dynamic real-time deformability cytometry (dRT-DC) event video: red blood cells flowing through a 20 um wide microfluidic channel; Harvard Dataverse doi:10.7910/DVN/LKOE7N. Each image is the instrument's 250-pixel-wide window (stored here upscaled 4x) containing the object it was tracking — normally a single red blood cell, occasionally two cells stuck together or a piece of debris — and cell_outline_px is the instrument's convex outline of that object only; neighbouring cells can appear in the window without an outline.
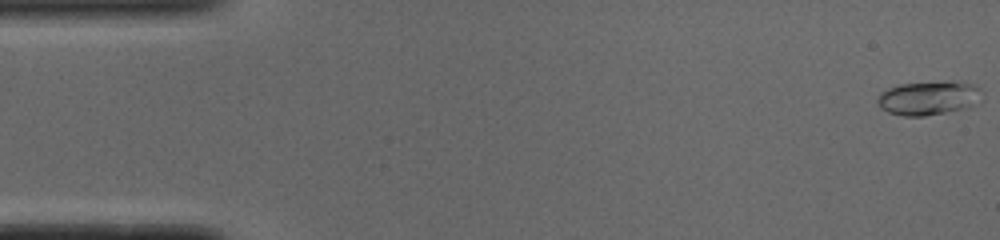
{"species": "common noctule bat (a hibernating species)", "species_latin": "Nyctalus noctula", "temperature_condition": "cold", "stored_images_in_passage": 47, "camera_frame_rate_fps": 3000, "um_per_image_px": 0.085, "animal": {"sex": "male", "body_mass_g": 19.0, "forearm_length_mm": 50.8}, "frame": {"image": 1, "passage_image": 1, "time_ms": 0.0, "image_size_px": [1000, 240], "cell_outline_px": [[976, 100], [968, 108], [924, 116], [904, 116], [888, 112], [880, 108], [876, 100], [880, 92], [888, 88], [900, 84], [944, 80], [948, 80], [972, 84], [976, 88]], "centroid_in_image_um": [78.8, 8.32], "position_along_channel_um": 6.2, "area_um2": 20.4}}
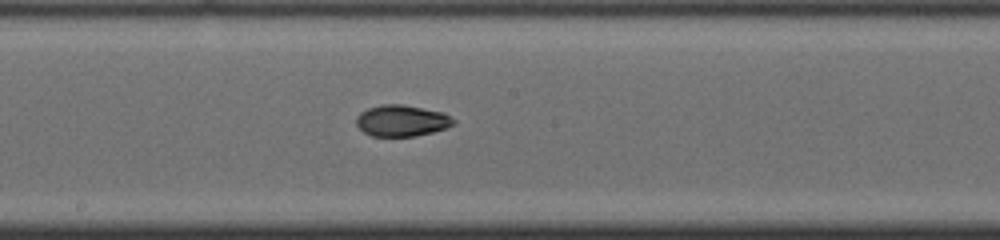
{"frame": {"image": 2, "passage_image": 27, "time_ms": 8.667, "image_size_px": [1000, 240], "cell_outline_px": [[456, 124], [448, 128], [416, 136], [372, 136], [364, 132], [356, 124], [356, 116], [360, 112], [368, 108], [380, 104], [400, 104], [444, 112], [456, 120]], "centroid_in_image_um": [34.17, 10.25], "position_along_channel_um": 214.0, "area_um2": 17.92}}
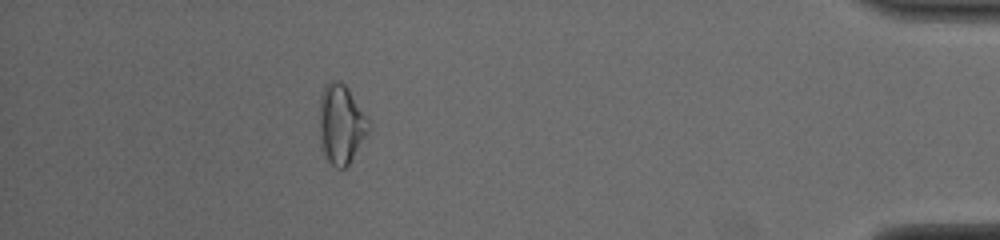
{"frame": {"image": 3, "passage_image": 46, "time_ms": 15.0, "image_size_px": [1000, 240], "cell_outline_px": [[372, 128], [348, 164], [344, 168], [336, 168], [324, 156], [320, 144], [320, 96], [324, 84], [332, 80], [340, 80], [348, 88], [372, 124]], "centroid_in_image_um": [29.0, 10.53], "position_along_channel_um": 406.2, "area_um2": 23.0}}